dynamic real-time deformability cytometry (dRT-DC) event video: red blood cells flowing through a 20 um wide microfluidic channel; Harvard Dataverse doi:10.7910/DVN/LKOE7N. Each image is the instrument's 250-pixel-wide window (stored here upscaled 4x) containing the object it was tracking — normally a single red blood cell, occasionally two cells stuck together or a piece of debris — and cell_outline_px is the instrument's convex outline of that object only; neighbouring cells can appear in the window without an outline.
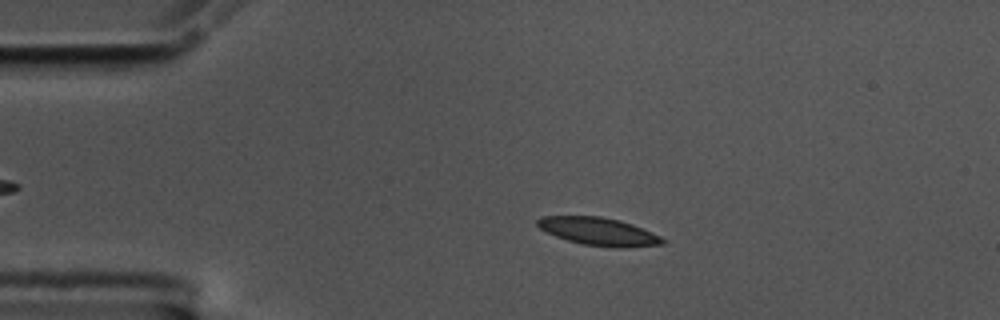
{"species": "common noctule bat (a hibernating species)", "species_latin": "Nyctalus noctula", "temperature_condition": "cold", "stored_images_in_passage": 56, "camera_frame_rate_fps": 3000, "um_per_image_px": 0.085, "animal": {"sex": "male", "body_mass_g": 17.5, "forearm_length_mm": 52.3}, "frame": {"image": 1, "passage_image": 11, "time_ms": 3.333, "image_size_px": [1000, 320], "cell_outline_px": [[668, 240], [664, 244], [624, 248], [612, 248], [584, 244], [568, 240], [556, 236], [540, 228], [536, 224], [536, 220], [540, 216], [600, 216], [620, 220], [632, 224], [652, 232]], "centroid_in_image_um": [50.92, 19.68], "position_along_channel_um": 34.1, "area_um2": 20.4}}
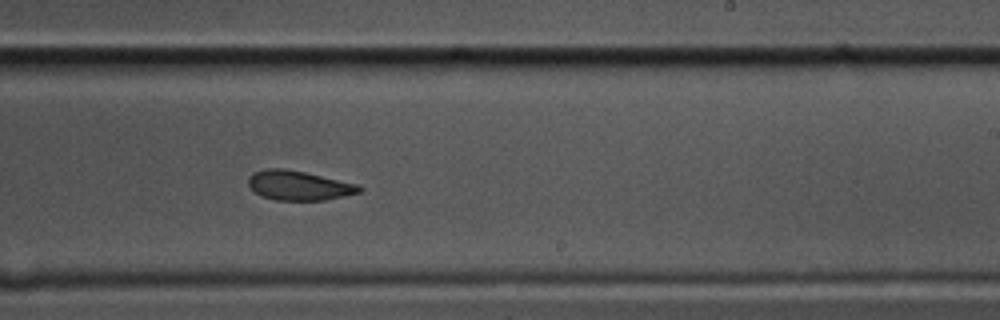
{"frame": {"image": 2, "passage_image": 34, "time_ms": 11.0, "image_size_px": [1000, 320], "cell_outline_px": [[364, 188], [360, 192], [344, 196], [324, 200], [276, 200], [260, 196], [248, 184], [248, 176], [252, 172], [268, 168], [284, 168], [304, 172], [360, 184]], "centroid_in_image_um": [25.41, 15.76], "position_along_channel_um": 263.6, "area_um2": 19.19}}
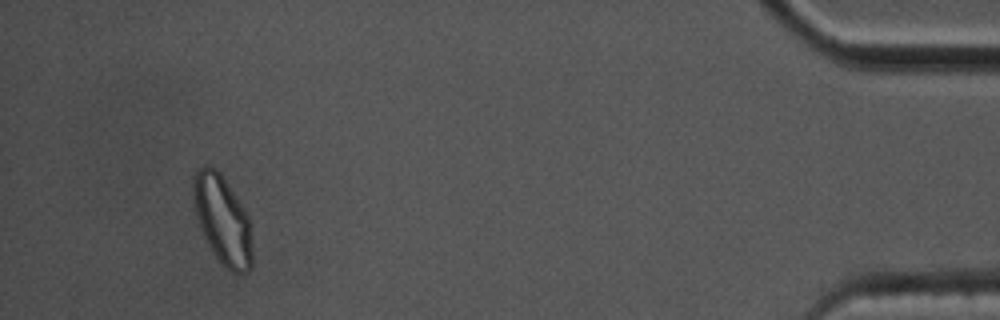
{"frame": {"image": 3, "passage_image": 53, "time_ms": 17.333, "image_size_px": [1000, 320], "cell_outline_px": [[252, 268], [248, 272], [232, 272], [212, 252], [204, 236], [196, 212], [192, 192], [192, 184], [196, 172], [204, 164], [208, 164], [216, 168], [220, 172], [244, 208], [252, 224]], "centroid_in_image_um": [18.95, 18.67], "position_along_channel_um": 416.3, "area_um2": 30.46}, "authors_computed_cell_mechanics": {"area_um2": 20.0855, "velocity_mm_per_s": 3.5175, "shape_relaxation_time_tau1_ms": null, "shape_relaxation_time_tau2_ms": 5.8846, "deformation_change_tau1": null, "deformation_change_tau2": 0.112}}